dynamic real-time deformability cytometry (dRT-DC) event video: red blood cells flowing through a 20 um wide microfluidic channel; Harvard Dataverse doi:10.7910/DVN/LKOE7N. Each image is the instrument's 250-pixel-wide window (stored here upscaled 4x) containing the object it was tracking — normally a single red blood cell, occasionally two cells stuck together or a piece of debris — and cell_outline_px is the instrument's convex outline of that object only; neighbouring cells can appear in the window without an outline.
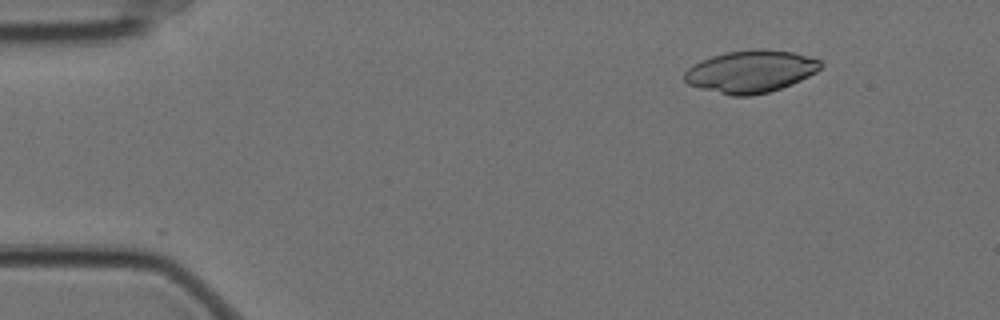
{"species": "Egyptian fruit bat (a non-hibernating species)", "species_latin": "Rousettus aegyptiacus", "temperature_condition": "cold", "stored_images_in_passage": 29, "camera_frame_rate_fps": 3000, "um_per_image_px": 0.085, "animal": {"sex": "female"}, "frame": {"image": 1, "passage_image": 1, "time_ms": 0.0, "image_size_px": [1000, 320], "cell_outline_px": [[824, 64], [816, 72], [792, 84], [768, 92], [748, 96], [732, 96], [688, 84], [684, 80], [684, 72], [688, 68], [712, 56], [728, 52], [760, 48], [792, 52], [820, 60]], "centroid_in_image_um": [63.83, 6.07], "position_along_channel_um": 21.2, "area_um2": 33.12}}